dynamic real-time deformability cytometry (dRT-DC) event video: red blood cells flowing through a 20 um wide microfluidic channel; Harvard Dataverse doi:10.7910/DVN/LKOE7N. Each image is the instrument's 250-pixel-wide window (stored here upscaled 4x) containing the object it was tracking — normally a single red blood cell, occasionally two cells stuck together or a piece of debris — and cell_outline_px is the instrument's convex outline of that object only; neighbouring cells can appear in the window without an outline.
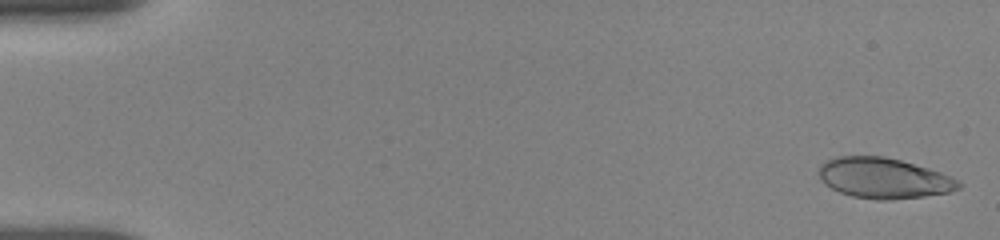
{"species": "human", "species_latin": "Homo sapiens", "temperature_condition": "room temperature", "stored_images_in_passage": 25, "camera_frame_rate_fps": 3000, "um_per_image_px": 0.085, "donor": {"sex": "female"}, "frame": {"image": 1, "passage_image": 2, "time_ms": 0.333, "image_size_px": [1000, 240], "cell_outline_px": [[960, 188], [948, 192], [924, 196], [892, 200], [876, 200], [852, 196], [840, 192], [824, 184], [820, 176], [820, 164], [824, 160], [836, 156], [884, 156], [900, 160], [928, 168], [952, 176], [960, 180]], "centroid_in_image_um": [75.12, 15.14], "position_along_channel_um": 9.9, "area_um2": 33.06}}
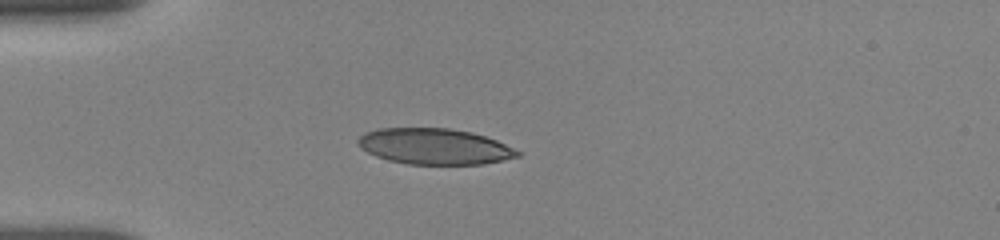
{"frame": {"image": 2, "passage_image": 18, "time_ms": 4.667, "image_size_px": [1000, 240], "cell_outline_px": [[524, 152], [520, 156], [504, 160], [484, 164], [408, 164], [388, 160], [376, 156], [360, 148], [356, 144], [356, 140], [364, 132], [376, 128], [448, 128], [472, 132], [496, 140]], "centroid_in_image_um": [36.93, 12.44], "position_along_channel_um": 48.1, "area_um2": 33.7}}
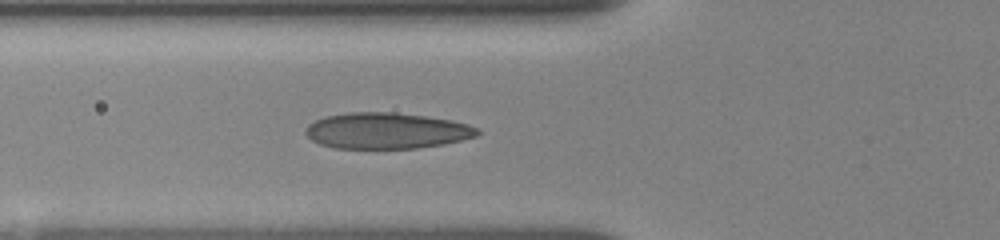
{"frame": {"image": 3, "passage_image": 25, "time_ms": 6.333, "image_size_px": [1000, 240], "cell_outline_px": [[480, 132], [476, 136], [444, 144], [416, 148], [336, 148], [320, 144], [312, 140], [304, 132], [308, 124], [324, 116], [352, 112], [392, 112], [424, 116], [452, 120], [468, 124], [480, 128]], "centroid_in_image_um": [32.86, 11.11], "position_along_channel_um": 92.9, "area_um2": 36.01}}